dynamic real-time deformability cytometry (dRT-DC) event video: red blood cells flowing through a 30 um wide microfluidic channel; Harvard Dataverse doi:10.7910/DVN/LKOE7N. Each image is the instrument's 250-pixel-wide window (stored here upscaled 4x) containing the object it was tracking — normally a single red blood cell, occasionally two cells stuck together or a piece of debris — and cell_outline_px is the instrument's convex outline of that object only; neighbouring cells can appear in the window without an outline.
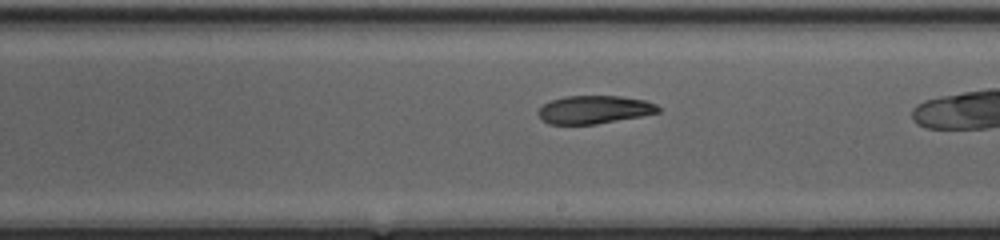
{"species": "common noctule bat (a hibernating species)", "species_latin": "Nyctalus noctula", "temperature_condition": "cold", "stored_images_in_passage": 24, "camera_frame_rate_fps": 3000, "um_per_image_px": 0.085, "animal": {"sex": "female", "body_mass_g": 20.0, "forearm_length_mm": 54.0}, "frame": {"image": 1, "passage_image": 14, "time_ms": 4.333, "image_size_px": [1000, 240], "cell_outline_px": [[660, 112], [640, 116], [596, 124], [548, 124], [540, 120], [536, 112], [544, 104], [552, 100], [564, 96], [620, 96], [644, 100], [656, 104], [660, 108]], "centroid_in_image_um": [50.47, 9.32], "position_along_channel_um": 238.5, "area_um2": 19.65}}
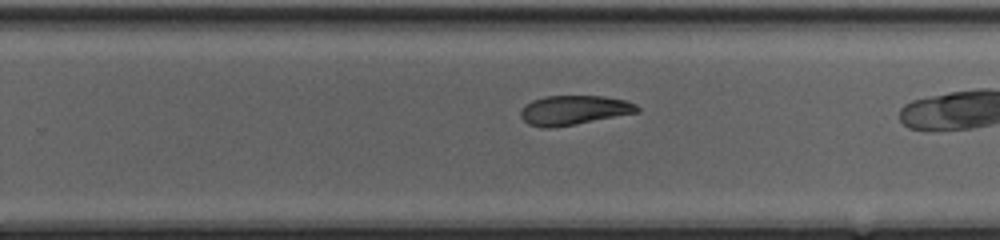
{"frame": {"image": 2, "passage_image": 17, "time_ms": 5.333, "image_size_px": [1000, 240], "cell_outline_px": [[640, 112], [576, 124], [548, 128], [544, 128], [528, 124], [520, 116], [520, 112], [524, 104], [532, 100], [544, 96], [604, 96], [624, 100], [636, 104], [640, 108]], "centroid_in_image_um": [48.77, 9.36], "position_along_channel_um": 281.0, "area_um2": 20.06}}